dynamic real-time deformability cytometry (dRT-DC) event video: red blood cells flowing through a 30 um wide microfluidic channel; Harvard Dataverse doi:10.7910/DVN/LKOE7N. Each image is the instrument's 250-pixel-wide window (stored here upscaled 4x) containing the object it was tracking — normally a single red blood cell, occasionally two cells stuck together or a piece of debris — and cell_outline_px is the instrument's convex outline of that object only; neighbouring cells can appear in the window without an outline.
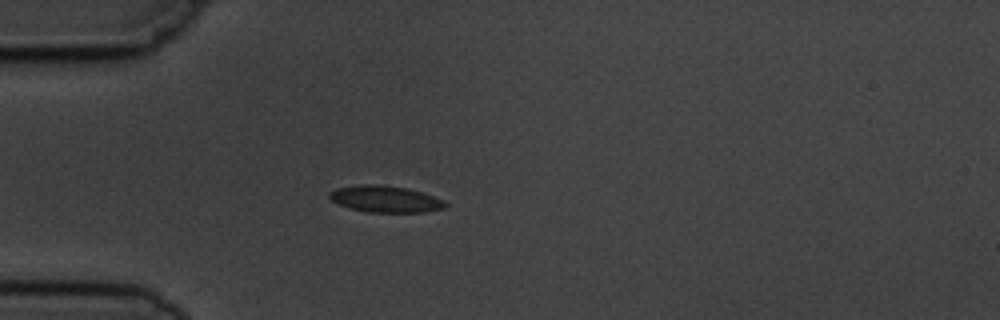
{"species": "common noctule bat (a hibernating species)", "species_latin": "Nyctalus noctula", "temperature_condition": "cold", "stored_images_in_passage": 4, "camera_frame_rate_fps": 3000, "um_per_image_px": 0.085, "animal": {"sex": "male", "body_mass_g": 19.5, "forearm_length_mm": 54.6}, "frame": {"image": 1, "passage_image": 4, "time_ms": 4.333, "image_size_px": [1000, 320], "cell_outline_px": [[448, 204], [444, 208], [424, 212], [368, 212], [352, 208], [340, 204], [332, 200], [328, 196], [328, 192], [336, 188], [360, 184], [380, 184], [408, 188], [444, 200]], "centroid_in_image_um": [32.75, 16.9], "position_along_channel_um": 52.3, "area_um2": 17.86}}